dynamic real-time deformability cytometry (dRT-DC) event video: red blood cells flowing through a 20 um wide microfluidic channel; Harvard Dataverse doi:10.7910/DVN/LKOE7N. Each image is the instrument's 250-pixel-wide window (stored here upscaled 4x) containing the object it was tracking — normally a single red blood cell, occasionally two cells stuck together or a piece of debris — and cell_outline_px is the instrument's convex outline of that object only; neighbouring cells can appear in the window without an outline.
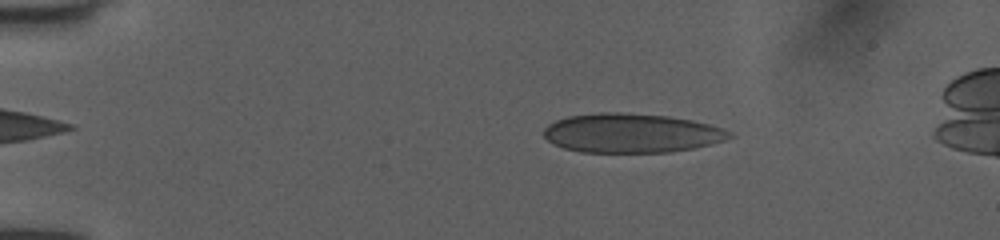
{"species": "human", "species_latin": "Homo sapiens", "temperature_condition": "room temperature", "stored_images_in_passage": 18, "camera_frame_rate_fps": 3000, "um_per_image_px": 0.085, "donor": {"sex": "female"}, "frame": {"image": 1, "passage_image": 7, "time_ms": 2.0, "image_size_px": [1000, 240], "cell_outline_px": [[732, 136], [724, 140], [692, 148], [668, 152], [580, 152], [564, 148], [548, 140], [544, 136], [544, 128], [548, 124], [556, 120], [568, 116], [600, 112], [620, 112], [664, 116], [688, 120], [708, 124], [720, 128], [728, 132]], "centroid_in_image_um": [53.59, 11.31], "position_along_channel_um": 31.4, "area_um2": 41.79}}
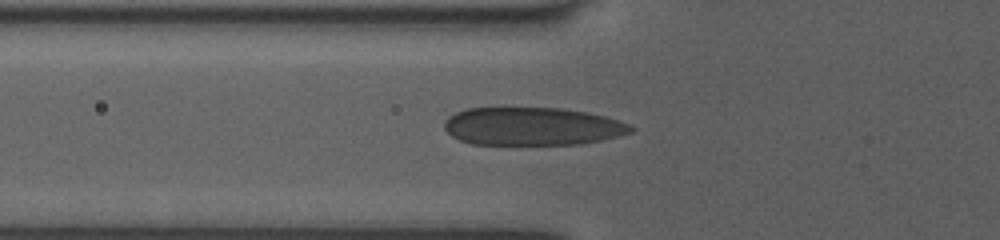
{"frame": {"image": 2, "passage_image": 14, "time_ms": 4.333, "image_size_px": [1000, 240], "cell_outline_px": [[636, 128], [632, 132], [600, 140], [580, 144], [472, 144], [460, 140], [452, 136], [444, 128], [444, 120], [448, 116], [456, 112], [468, 108], [560, 108], [588, 112], [604, 116], [628, 124]], "centroid_in_image_um": [45.21, 10.73], "position_along_channel_um": 80.6, "area_um2": 41.15}}
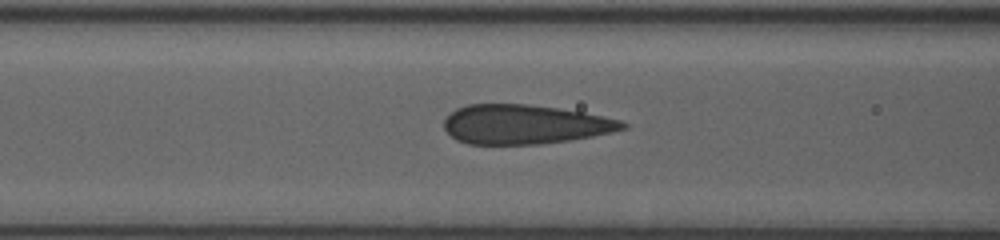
{"frame": {"image": 3, "passage_image": 17, "time_ms": 5.333, "image_size_px": [1000, 240], "cell_outline_px": [[628, 128], [592, 136], [568, 140], [536, 144], [468, 144], [456, 140], [444, 128], [444, 120], [456, 108], [468, 104], [528, 104], [556, 108], [580, 112], [620, 120], [628, 124]], "centroid_in_image_um": [44.56, 10.57], "position_along_channel_um": 122.0, "area_um2": 40.52}}